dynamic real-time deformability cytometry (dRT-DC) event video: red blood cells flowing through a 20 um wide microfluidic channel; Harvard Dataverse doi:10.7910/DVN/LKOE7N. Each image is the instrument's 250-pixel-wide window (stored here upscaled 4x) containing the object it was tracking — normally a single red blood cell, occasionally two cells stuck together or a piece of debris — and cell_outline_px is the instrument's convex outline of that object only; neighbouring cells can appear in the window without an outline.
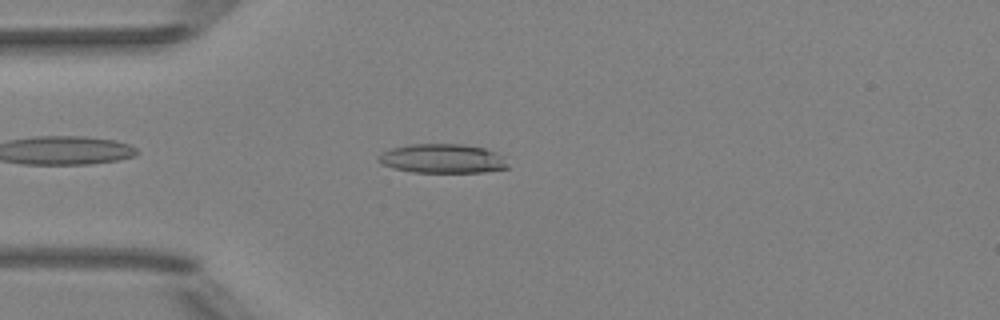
{"species": "Egyptian fruit bat (a non-hibernating species)", "species_latin": "Rousettus aegyptiacus", "temperature_condition": "room temperature", "stored_images_in_passage": 40, "camera_frame_rate_fps": 3000, "um_per_image_px": 0.085, "animal": {"sex": "female"}, "frame": {"image": 1, "passage_image": 3, "time_ms": 0.667, "image_size_px": [1000, 320], "cell_outline_px": [[508, 168], [484, 172], [412, 172], [392, 168], [380, 164], [376, 160], [376, 156], [392, 148], [408, 144], [464, 144], [484, 148], [500, 156]], "centroid_in_image_um": [37.5, 13.48], "position_along_channel_um": 47.5, "area_um2": 21.85}}
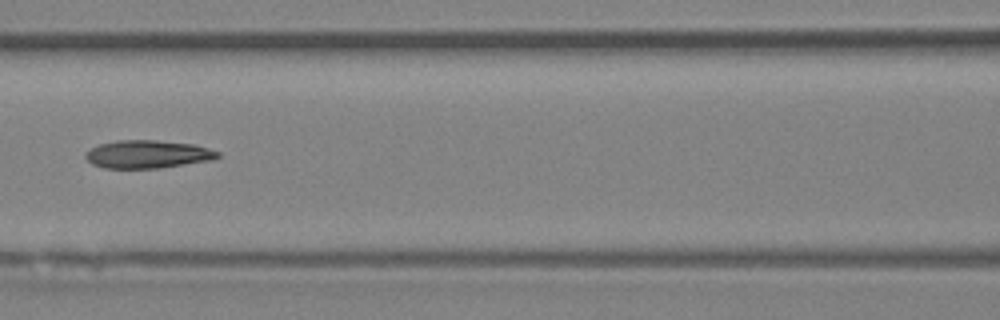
{"frame": {"image": 2, "passage_image": 12, "time_ms": 3.667, "image_size_px": [1000, 320], "cell_outline_px": [[220, 156], [212, 160], [160, 168], [104, 168], [92, 164], [84, 156], [92, 148], [100, 144], [116, 140], [156, 140], [192, 144], [208, 148], [220, 152]], "centroid_in_image_um": [12.57, 13.11], "position_along_channel_um": 154.0, "area_um2": 21.44}}
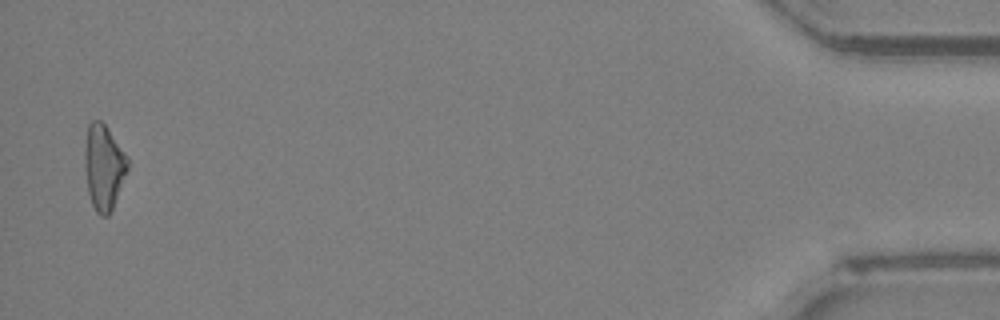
{"frame": {"image": 3, "passage_image": 39, "time_ms": 12.667, "image_size_px": [1000, 320], "cell_outline_px": [[128, 168], [112, 208], [108, 216], [100, 216], [96, 212], [92, 204], [88, 192], [84, 164], [84, 148], [88, 124], [92, 120], [100, 120], [108, 128], [128, 156]], "centroid_in_image_um": [8.8, 14.17], "position_along_channel_um": 426.4, "area_um2": 21.33}, "authors_computed_cell_mechanics": {"area_um2": 21.5016, "velocity_mm_per_s": 4.037, "shape_relaxation_time_tau1_ms": 5.7362, "shape_relaxation_time_tau2_ms": 4.385, "deformation_change_tau1": 0.18, "deformation_change_tau2": 0.1451}}